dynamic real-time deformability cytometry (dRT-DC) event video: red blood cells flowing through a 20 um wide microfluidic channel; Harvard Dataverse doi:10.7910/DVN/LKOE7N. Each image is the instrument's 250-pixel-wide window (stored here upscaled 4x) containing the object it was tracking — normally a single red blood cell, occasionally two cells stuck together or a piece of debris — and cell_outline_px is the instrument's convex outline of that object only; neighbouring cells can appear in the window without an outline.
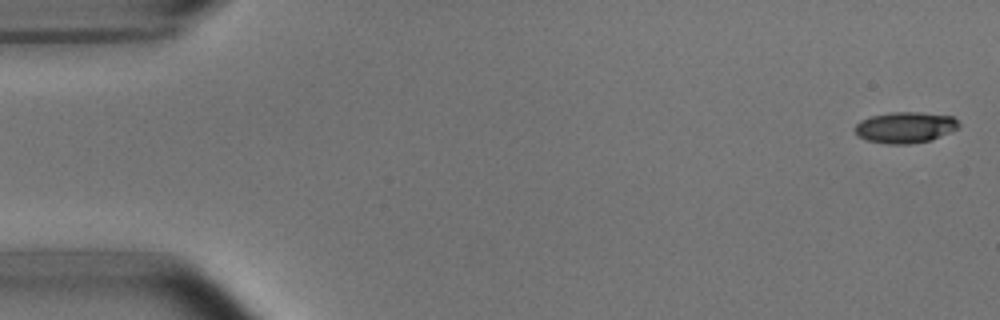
{"species": "common noctule bat (a hibernating species)", "species_latin": "Nyctalus noctula", "temperature_condition": "room temperature", "stored_images_in_passage": 5, "segment_of_instrument_passage": [2, 2], "camera_frame_rate_fps": 3000, "um_per_image_px": 0.085, "animal": {"sex": "male", "body_mass_g": 15.6}, "frame": {"image": 1, "passage_image": 5, "time_ms": 1.333, "image_size_px": [1000, 320], "cell_outline_px": [[960, 124], [956, 128], [932, 140], [912, 144], [888, 144], [868, 140], [856, 136], [856, 124], [860, 120], [872, 116], [892, 112], [920, 112], [952, 116]], "centroid_in_image_um": [76.92, 10.83], "position_along_channel_um": 8.1, "area_um2": 18.67}}